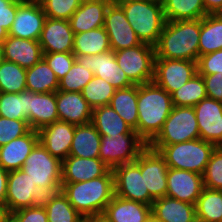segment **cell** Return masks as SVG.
Returning <instances> with one entry per match:
<instances>
[{
  "label": "cell",
  "instance_id": "cell-1",
  "mask_svg": "<svg viewBox=\"0 0 222 222\" xmlns=\"http://www.w3.org/2000/svg\"><path fill=\"white\" fill-rule=\"evenodd\" d=\"M138 125L135 131L149 144L162 130L173 108L171 95L154 82L137 85Z\"/></svg>",
  "mask_w": 222,
  "mask_h": 222
},
{
  "label": "cell",
  "instance_id": "cell-2",
  "mask_svg": "<svg viewBox=\"0 0 222 222\" xmlns=\"http://www.w3.org/2000/svg\"><path fill=\"white\" fill-rule=\"evenodd\" d=\"M200 19L166 21L155 44V58L191 60L199 57Z\"/></svg>",
  "mask_w": 222,
  "mask_h": 222
},
{
  "label": "cell",
  "instance_id": "cell-3",
  "mask_svg": "<svg viewBox=\"0 0 222 222\" xmlns=\"http://www.w3.org/2000/svg\"><path fill=\"white\" fill-rule=\"evenodd\" d=\"M61 191L84 218L102 216L114 196L113 171L88 181L62 183Z\"/></svg>",
  "mask_w": 222,
  "mask_h": 222
},
{
  "label": "cell",
  "instance_id": "cell-4",
  "mask_svg": "<svg viewBox=\"0 0 222 222\" xmlns=\"http://www.w3.org/2000/svg\"><path fill=\"white\" fill-rule=\"evenodd\" d=\"M158 151L169 168L204 174L216 146L200 138L172 145H148Z\"/></svg>",
  "mask_w": 222,
  "mask_h": 222
},
{
  "label": "cell",
  "instance_id": "cell-5",
  "mask_svg": "<svg viewBox=\"0 0 222 222\" xmlns=\"http://www.w3.org/2000/svg\"><path fill=\"white\" fill-rule=\"evenodd\" d=\"M119 6L141 43L155 46L166 22L163 6L150 0H129Z\"/></svg>",
  "mask_w": 222,
  "mask_h": 222
},
{
  "label": "cell",
  "instance_id": "cell-6",
  "mask_svg": "<svg viewBox=\"0 0 222 222\" xmlns=\"http://www.w3.org/2000/svg\"><path fill=\"white\" fill-rule=\"evenodd\" d=\"M62 161L38 142L26 158L22 170L30 176L43 195L57 193L62 184Z\"/></svg>",
  "mask_w": 222,
  "mask_h": 222
},
{
  "label": "cell",
  "instance_id": "cell-7",
  "mask_svg": "<svg viewBox=\"0 0 222 222\" xmlns=\"http://www.w3.org/2000/svg\"><path fill=\"white\" fill-rule=\"evenodd\" d=\"M200 138L193 107L173 106L162 130L148 145H172Z\"/></svg>",
  "mask_w": 222,
  "mask_h": 222
},
{
  "label": "cell",
  "instance_id": "cell-8",
  "mask_svg": "<svg viewBox=\"0 0 222 222\" xmlns=\"http://www.w3.org/2000/svg\"><path fill=\"white\" fill-rule=\"evenodd\" d=\"M148 144L138 134L101 135L99 158L111 170L134 162Z\"/></svg>",
  "mask_w": 222,
  "mask_h": 222
},
{
  "label": "cell",
  "instance_id": "cell-9",
  "mask_svg": "<svg viewBox=\"0 0 222 222\" xmlns=\"http://www.w3.org/2000/svg\"><path fill=\"white\" fill-rule=\"evenodd\" d=\"M118 66L133 84L153 82L155 48L141 43L132 48L115 51Z\"/></svg>",
  "mask_w": 222,
  "mask_h": 222
},
{
  "label": "cell",
  "instance_id": "cell-10",
  "mask_svg": "<svg viewBox=\"0 0 222 222\" xmlns=\"http://www.w3.org/2000/svg\"><path fill=\"white\" fill-rule=\"evenodd\" d=\"M114 195L152 206L154 199L145 190L144 173L140 170V154L132 163L114 168Z\"/></svg>",
  "mask_w": 222,
  "mask_h": 222
},
{
  "label": "cell",
  "instance_id": "cell-11",
  "mask_svg": "<svg viewBox=\"0 0 222 222\" xmlns=\"http://www.w3.org/2000/svg\"><path fill=\"white\" fill-rule=\"evenodd\" d=\"M197 74V62L155 58L153 82L170 95Z\"/></svg>",
  "mask_w": 222,
  "mask_h": 222
},
{
  "label": "cell",
  "instance_id": "cell-12",
  "mask_svg": "<svg viewBox=\"0 0 222 222\" xmlns=\"http://www.w3.org/2000/svg\"><path fill=\"white\" fill-rule=\"evenodd\" d=\"M43 198L44 195L22 169L9 171L6 205L12 213L41 204Z\"/></svg>",
  "mask_w": 222,
  "mask_h": 222
},
{
  "label": "cell",
  "instance_id": "cell-13",
  "mask_svg": "<svg viewBox=\"0 0 222 222\" xmlns=\"http://www.w3.org/2000/svg\"><path fill=\"white\" fill-rule=\"evenodd\" d=\"M76 62L83 68L91 70L94 76L106 80L115 89L133 85L125 72L118 66L114 50L97 55L76 56Z\"/></svg>",
  "mask_w": 222,
  "mask_h": 222
},
{
  "label": "cell",
  "instance_id": "cell-14",
  "mask_svg": "<svg viewBox=\"0 0 222 222\" xmlns=\"http://www.w3.org/2000/svg\"><path fill=\"white\" fill-rule=\"evenodd\" d=\"M169 167L158 151L147 146L140 153V170L144 173L145 190L155 200L167 194V173Z\"/></svg>",
  "mask_w": 222,
  "mask_h": 222
},
{
  "label": "cell",
  "instance_id": "cell-15",
  "mask_svg": "<svg viewBox=\"0 0 222 222\" xmlns=\"http://www.w3.org/2000/svg\"><path fill=\"white\" fill-rule=\"evenodd\" d=\"M103 27L108 34L111 50L119 51L141 44L134 29L130 26L123 9L119 5H109Z\"/></svg>",
  "mask_w": 222,
  "mask_h": 222
},
{
  "label": "cell",
  "instance_id": "cell-16",
  "mask_svg": "<svg viewBox=\"0 0 222 222\" xmlns=\"http://www.w3.org/2000/svg\"><path fill=\"white\" fill-rule=\"evenodd\" d=\"M46 18L40 2H22L17 8L9 36L39 41Z\"/></svg>",
  "mask_w": 222,
  "mask_h": 222
},
{
  "label": "cell",
  "instance_id": "cell-17",
  "mask_svg": "<svg viewBox=\"0 0 222 222\" xmlns=\"http://www.w3.org/2000/svg\"><path fill=\"white\" fill-rule=\"evenodd\" d=\"M193 108L200 139L218 147L222 143V102L207 97Z\"/></svg>",
  "mask_w": 222,
  "mask_h": 222
},
{
  "label": "cell",
  "instance_id": "cell-18",
  "mask_svg": "<svg viewBox=\"0 0 222 222\" xmlns=\"http://www.w3.org/2000/svg\"><path fill=\"white\" fill-rule=\"evenodd\" d=\"M26 120L30 129L37 131L59 121L56 92L34 93L26 90Z\"/></svg>",
  "mask_w": 222,
  "mask_h": 222
},
{
  "label": "cell",
  "instance_id": "cell-19",
  "mask_svg": "<svg viewBox=\"0 0 222 222\" xmlns=\"http://www.w3.org/2000/svg\"><path fill=\"white\" fill-rule=\"evenodd\" d=\"M203 188V175L187 170L168 169L167 197L195 205Z\"/></svg>",
  "mask_w": 222,
  "mask_h": 222
},
{
  "label": "cell",
  "instance_id": "cell-20",
  "mask_svg": "<svg viewBox=\"0 0 222 222\" xmlns=\"http://www.w3.org/2000/svg\"><path fill=\"white\" fill-rule=\"evenodd\" d=\"M39 44L43 53H73L74 32L69 20L46 18Z\"/></svg>",
  "mask_w": 222,
  "mask_h": 222
},
{
  "label": "cell",
  "instance_id": "cell-21",
  "mask_svg": "<svg viewBox=\"0 0 222 222\" xmlns=\"http://www.w3.org/2000/svg\"><path fill=\"white\" fill-rule=\"evenodd\" d=\"M74 133L75 125L56 121L38 130L39 142L52 156L63 161L69 156Z\"/></svg>",
  "mask_w": 222,
  "mask_h": 222
},
{
  "label": "cell",
  "instance_id": "cell-22",
  "mask_svg": "<svg viewBox=\"0 0 222 222\" xmlns=\"http://www.w3.org/2000/svg\"><path fill=\"white\" fill-rule=\"evenodd\" d=\"M59 121L78 126L91 123L93 109L81 92L56 91Z\"/></svg>",
  "mask_w": 222,
  "mask_h": 222
},
{
  "label": "cell",
  "instance_id": "cell-23",
  "mask_svg": "<svg viewBox=\"0 0 222 222\" xmlns=\"http://www.w3.org/2000/svg\"><path fill=\"white\" fill-rule=\"evenodd\" d=\"M110 168L98 158L68 156L62 161V183L88 181L105 175Z\"/></svg>",
  "mask_w": 222,
  "mask_h": 222
},
{
  "label": "cell",
  "instance_id": "cell-24",
  "mask_svg": "<svg viewBox=\"0 0 222 222\" xmlns=\"http://www.w3.org/2000/svg\"><path fill=\"white\" fill-rule=\"evenodd\" d=\"M2 46L3 60L14 62L26 69L43 59L39 41L8 36Z\"/></svg>",
  "mask_w": 222,
  "mask_h": 222
},
{
  "label": "cell",
  "instance_id": "cell-25",
  "mask_svg": "<svg viewBox=\"0 0 222 222\" xmlns=\"http://www.w3.org/2000/svg\"><path fill=\"white\" fill-rule=\"evenodd\" d=\"M38 142V131L30 129L25 135L0 146V166L8 172L21 169Z\"/></svg>",
  "mask_w": 222,
  "mask_h": 222
},
{
  "label": "cell",
  "instance_id": "cell-26",
  "mask_svg": "<svg viewBox=\"0 0 222 222\" xmlns=\"http://www.w3.org/2000/svg\"><path fill=\"white\" fill-rule=\"evenodd\" d=\"M102 216L108 222H146L152 216V206L114 195Z\"/></svg>",
  "mask_w": 222,
  "mask_h": 222
},
{
  "label": "cell",
  "instance_id": "cell-27",
  "mask_svg": "<svg viewBox=\"0 0 222 222\" xmlns=\"http://www.w3.org/2000/svg\"><path fill=\"white\" fill-rule=\"evenodd\" d=\"M109 0H84L69 19L74 34L103 27Z\"/></svg>",
  "mask_w": 222,
  "mask_h": 222
},
{
  "label": "cell",
  "instance_id": "cell-28",
  "mask_svg": "<svg viewBox=\"0 0 222 222\" xmlns=\"http://www.w3.org/2000/svg\"><path fill=\"white\" fill-rule=\"evenodd\" d=\"M152 216L160 222H197L194 204L167 196L153 201Z\"/></svg>",
  "mask_w": 222,
  "mask_h": 222
},
{
  "label": "cell",
  "instance_id": "cell-29",
  "mask_svg": "<svg viewBox=\"0 0 222 222\" xmlns=\"http://www.w3.org/2000/svg\"><path fill=\"white\" fill-rule=\"evenodd\" d=\"M101 135L92 123L75 126L69 156L80 158H98Z\"/></svg>",
  "mask_w": 222,
  "mask_h": 222
},
{
  "label": "cell",
  "instance_id": "cell-30",
  "mask_svg": "<svg viewBox=\"0 0 222 222\" xmlns=\"http://www.w3.org/2000/svg\"><path fill=\"white\" fill-rule=\"evenodd\" d=\"M91 123L100 135L138 134L110 105L93 109Z\"/></svg>",
  "mask_w": 222,
  "mask_h": 222
},
{
  "label": "cell",
  "instance_id": "cell-31",
  "mask_svg": "<svg viewBox=\"0 0 222 222\" xmlns=\"http://www.w3.org/2000/svg\"><path fill=\"white\" fill-rule=\"evenodd\" d=\"M110 50L109 37L104 27L74 34L75 56L97 55Z\"/></svg>",
  "mask_w": 222,
  "mask_h": 222
},
{
  "label": "cell",
  "instance_id": "cell-32",
  "mask_svg": "<svg viewBox=\"0 0 222 222\" xmlns=\"http://www.w3.org/2000/svg\"><path fill=\"white\" fill-rule=\"evenodd\" d=\"M42 204L46 209L48 222H82L84 219L61 190L44 195Z\"/></svg>",
  "mask_w": 222,
  "mask_h": 222
},
{
  "label": "cell",
  "instance_id": "cell-33",
  "mask_svg": "<svg viewBox=\"0 0 222 222\" xmlns=\"http://www.w3.org/2000/svg\"><path fill=\"white\" fill-rule=\"evenodd\" d=\"M222 49V17L207 14L200 19L199 56Z\"/></svg>",
  "mask_w": 222,
  "mask_h": 222
},
{
  "label": "cell",
  "instance_id": "cell-34",
  "mask_svg": "<svg viewBox=\"0 0 222 222\" xmlns=\"http://www.w3.org/2000/svg\"><path fill=\"white\" fill-rule=\"evenodd\" d=\"M58 86L59 80L44 59L26 69L27 91L34 93L56 92Z\"/></svg>",
  "mask_w": 222,
  "mask_h": 222
},
{
  "label": "cell",
  "instance_id": "cell-35",
  "mask_svg": "<svg viewBox=\"0 0 222 222\" xmlns=\"http://www.w3.org/2000/svg\"><path fill=\"white\" fill-rule=\"evenodd\" d=\"M135 130L138 125L137 84L116 89L109 104Z\"/></svg>",
  "mask_w": 222,
  "mask_h": 222
},
{
  "label": "cell",
  "instance_id": "cell-36",
  "mask_svg": "<svg viewBox=\"0 0 222 222\" xmlns=\"http://www.w3.org/2000/svg\"><path fill=\"white\" fill-rule=\"evenodd\" d=\"M163 11L166 21L197 20L207 15L203 0H167Z\"/></svg>",
  "mask_w": 222,
  "mask_h": 222
},
{
  "label": "cell",
  "instance_id": "cell-37",
  "mask_svg": "<svg viewBox=\"0 0 222 222\" xmlns=\"http://www.w3.org/2000/svg\"><path fill=\"white\" fill-rule=\"evenodd\" d=\"M197 222H222V190L203 188L195 204Z\"/></svg>",
  "mask_w": 222,
  "mask_h": 222
},
{
  "label": "cell",
  "instance_id": "cell-38",
  "mask_svg": "<svg viewBox=\"0 0 222 222\" xmlns=\"http://www.w3.org/2000/svg\"><path fill=\"white\" fill-rule=\"evenodd\" d=\"M173 106L194 107L202 99L207 98L205 83L202 75L195 74L178 90L171 94Z\"/></svg>",
  "mask_w": 222,
  "mask_h": 222
},
{
  "label": "cell",
  "instance_id": "cell-39",
  "mask_svg": "<svg viewBox=\"0 0 222 222\" xmlns=\"http://www.w3.org/2000/svg\"><path fill=\"white\" fill-rule=\"evenodd\" d=\"M26 91V68L14 62L0 63V92L20 93Z\"/></svg>",
  "mask_w": 222,
  "mask_h": 222
},
{
  "label": "cell",
  "instance_id": "cell-40",
  "mask_svg": "<svg viewBox=\"0 0 222 222\" xmlns=\"http://www.w3.org/2000/svg\"><path fill=\"white\" fill-rule=\"evenodd\" d=\"M116 89L106 80L94 76L81 93L92 109L109 105Z\"/></svg>",
  "mask_w": 222,
  "mask_h": 222
},
{
  "label": "cell",
  "instance_id": "cell-41",
  "mask_svg": "<svg viewBox=\"0 0 222 222\" xmlns=\"http://www.w3.org/2000/svg\"><path fill=\"white\" fill-rule=\"evenodd\" d=\"M0 117L26 120V91L20 93L0 92Z\"/></svg>",
  "mask_w": 222,
  "mask_h": 222
},
{
  "label": "cell",
  "instance_id": "cell-42",
  "mask_svg": "<svg viewBox=\"0 0 222 222\" xmlns=\"http://www.w3.org/2000/svg\"><path fill=\"white\" fill-rule=\"evenodd\" d=\"M93 77L94 73L91 70L83 68L75 60L69 72L59 80L58 90L81 92Z\"/></svg>",
  "mask_w": 222,
  "mask_h": 222
},
{
  "label": "cell",
  "instance_id": "cell-43",
  "mask_svg": "<svg viewBox=\"0 0 222 222\" xmlns=\"http://www.w3.org/2000/svg\"><path fill=\"white\" fill-rule=\"evenodd\" d=\"M83 0H41L47 18L69 20Z\"/></svg>",
  "mask_w": 222,
  "mask_h": 222
},
{
  "label": "cell",
  "instance_id": "cell-44",
  "mask_svg": "<svg viewBox=\"0 0 222 222\" xmlns=\"http://www.w3.org/2000/svg\"><path fill=\"white\" fill-rule=\"evenodd\" d=\"M205 188L222 190V150L216 147L203 174Z\"/></svg>",
  "mask_w": 222,
  "mask_h": 222
},
{
  "label": "cell",
  "instance_id": "cell-45",
  "mask_svg": "<svg viewBox=\"0 0 222 222\" xmlns=\"http://www.w3.org/2000/svg\"><path fill=\"white\" fill-rule=\"evenodd\" d=\"M30 130L27 120L0 117V146L25 135Z\"/></svg>",
  "mask_w": 222,
  "mask_h": 222
},
{
  "label": "cell",
  "instance_id": "cell-46",
  "mask_svg": "<svg viewBox=\"0 0 222 222\" xmlns=\"http://www.w3.org/2000/svg\"><path fill=\"white\" fill-rule=\"evenodd\" d=\"M43 59L60 80L69 72L76 56L73 53L65 52L43 53Z\"/></svg>",
  "mask_w": 222,
  "mask_h": 222
},
{
  "label": "cell",
  "instance_id": "cell-47",
  "mask_svg": "<svg viewBox=\"0 0 222 222\" xmlns=\"http://www.w3.org/2000/svg\"><path fill=\"white\" fill-rule=\"evenodd\" d=\"M219 72H222V49L198 57V74L212 75Z\"/></svg>",
  "mask_w": 222,
  "mask_h": 222
},
{
  "label": "cell",
  "instance_id": "cell-48",
  "mask_svg": "<svg viewBox=\"0 0 222 222\" xmlns=\"http://www.w3.org/2000/svg\"><path fill=\"white\" fill-rule=\"evenodd\" d=\"M19 222H48V215L43 204L21 208L12 213Z\"/></svg>",
  "mask_w": 222,
  "mask_h": 222
},
{
  "label": "cell",
  "instance_id": "cell-49",
  "mask_svg": "<svg viewBox=\"0 0 222 222\" xmlns=\"http://www.w3.org/2000/svg\"><path fill=\"white\" fill-rule=\"evenodd\" d=\"M21 3L20 0H0V26L8 32L15 20L17 8Z\"/></svg>",
  "mask_w": 222,
  "mask_h": 222
},
{
  "label": "cell",
  "instance_id": "cell-50",
  "mask_svg": "<svg viewBox=\"0 0 222 222\" xmlns=\"http://www.w3.org/2000/svg\"><path fill=\"white\" fill-rule=\"evenodd\" d=\"M202 78L205 83L207 97L222 102V72L202 75Z\"/></svg>",
  "mask_w": 222,
  "mask_h": 222
},
{
  "label": "cell",
  "instance_id": "cell-51",
  "mask_svg": "<svg viewBox=\"0 0 222 222\" xmlns=\"http://www.w3.org/2000/svg\"><path fill=\"white\" fill-rule=\"evenodd\" d=\"M9 172L0 166V204H6Z\"/></svg>",
  "mask_w": 222,
  "mask_h": 222
},
{
  "label": "cell",
  "instance_id": "cell-52",
  "mask_svg": "<svg viewBox=\"0 0 222 222\" xmlns=\"http://www.w3.org/2000/svg\"><path fill=\"white\" fill-rule=\"evenodd\" d=\"M207 14H219L222 10V0H203Z\"/></svg>",
  "mask_w": 222,
  "mask_h": 222
},
{
  "label": "cell",
  "instance_id": "cell-53",
  "mask_svg": "<svg viewBox=\"0 0 222 222\" xmlns=\"http://www.w3.org/2000/svg\"><path fill=\"white\" fill-rule=\"evenodd\" d=\"M11 214L12 212L6 204H0V222H5Z\"/></svg>",
  "mask_w": 222,
  "mask_h": 222
},
{
  "label": "cell",
  "instance_id": "cell-54",
  "mask_svg": "<svg viewBox=\"0 0 222 222\" xmlns=\"http://www.w3.org/2000/svg\"><path fill=\"white\" fill-rule=\"evenodd\" d=\"M84 222H108L103 216H94L84 218Z\"/></svg>",
  "mask_w": 222,
  "mask_h": 222
},
{
  "label": "cell",
  "instance_id": "cell-55",
  "mask_svg": "<svg viewBox=\"0 0 222 222\" xmlns=\"http://www.w3.org/2000/svg\"><path fill=\"white\" fill-rule=\"evenodd\" d=\"M9 36V33L6 29H4L2 26H0V43L2 42Z\"/></svg>",
  "mask_w": 222,
  "mask_h": 222
},
{
  "label": "cell",
  "instance_id": "cell-56",
  "mask_svg": "<svg viewBox=\"0 0 222 222\" xmlns=\"http://www.w3.org/2000/svg\"><path fill=\"white\" fill-rule=\"evenodd\" d=\"M5 222H19V221L13 214H11Z\"/></svg>",
  "mask_w": 222,
  "mask_h": 222
},
{
  "label": "cell",
  "instance_id": "cell-57",
  "mask_svg": "<svg viewBox=\"0 0 222 222\" xmlns=\"http://www.w3.org/2000/svg\"><path fill=\"white\" fill-rule=\"evenodd\" d=\"M153 3L159 4L161 6H164L167 0H150Z\"/></svg>",
  "mask_w": 222,
  "mask_h": 222
},
{
  "label": "cell",
  "instance_id": "cell-58",
  "mask_svg": "<svg viewBox=\"0 0 222 222\" xmlns=\"http://www.w3.org/2000/svg\"><path fill=\"white\" fill-rule=\"evenodd\" d=\"M111 4L119 5L123 2L129 1V0H109Z\"/></svg>",
  "mask_w": 222,
  "mask_h": 222
},
{
  "label": "cell",
  "instance_id": "cell-59",
  "mask_svg": "<svg viewBox=\"0 0 222 222\" xmlns=\"http://www.w3.org/2000/svg\"><path fill=\"white\" fill-rule=\"evenodd\" d=\"M3 61V46L0 43V63Z\"/></svg>",
  "mask_w": 222,
  "mask_h": 222
},
{
  "label": "cell",
  "instance_id": "cell-60",
  "mask_svg": "<svg viewBox=\"0 0 222 222\" xmlns=\"http://www.w3.org/2000/svg\"><path fill=\"white\" fill-rule=\"evenodd\" d=\"M146 222H160V221H157L153 216H151Z\"/></svg>",
  "mask_w": 222,
  "mask_h": 222
},
{
  "label": "cell",
  "instance_id": "cell-61",
  "mask_svg": "<svg viewBox=\"0 0 222 222\" xmlns=\"http://www.w3.org/2000/svg\"><path fill=\"white\" fill-rule=\"evenodd\" d=\"M21 2H40L41 0H20Z\"/></svg>",
  "mask_w": 222,
  "mask_h": 222
},
{
  "label": "cell",
  "instance_id": "cell-62",
  "mask_svg": "<svg viewBox=\"0 0 222 222\" xmlns=\"http://www.w3.org/2000/svg\"><path fill=\"white\" fill-rule=\"evenodd\" d=\"M218 147L222 150V143Z\"/></svg>",
  "mask_w": 222,
  "mask_h": 222
}]
</instances>
